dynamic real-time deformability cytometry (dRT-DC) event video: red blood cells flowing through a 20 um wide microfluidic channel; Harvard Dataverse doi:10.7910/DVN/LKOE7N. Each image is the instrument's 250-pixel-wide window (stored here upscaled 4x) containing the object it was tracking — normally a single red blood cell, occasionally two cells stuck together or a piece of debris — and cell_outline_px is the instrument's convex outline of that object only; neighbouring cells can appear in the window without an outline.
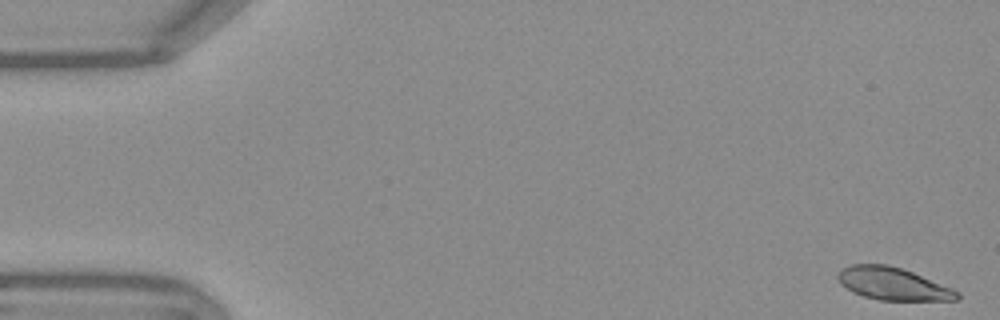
{"species": "Egyptian fruit bat (a non-hibernating species)", "species_latin": "Rousettus aegyptiacus", "temperature_condition": "warm", "stored_images_in_passage": 54, "camera_frame_rate_fps": 3000, "um_per_image_px": 0.085, "frame": {"image": 1, "passage_image": 1, "time_ms": 0.0, "image_size_px": [1000, 320], "cell_outline_px": [[960, 296], [956, 300], [880, 300], [864, 296], [852, 292], [840, 284], [836, 276], [840, 268], [852, 264], [888, 264], [912, 272], [952, 288], [960, 292]], "centroid_in_image_um": [75.85, 24.11], "position_along_channel_um": 9.1, "area_um2": 22.6}}
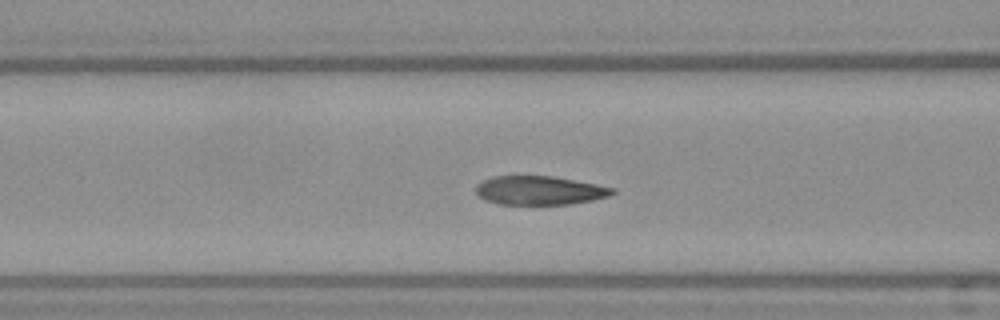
{"frame": {"image": 2, "passage_image": 21, "time_ms": 6.667, "image_size_px": [1000, 320], "cell_outline_px": [[616, 192], [608, 196], [592, 200], [572, 204], [496, 204], [484, 200], [476, 192], [476, 184], [492, 176], [552, 176], [596, 184], [616, 188]], "centroid_in_image_um": [45.86, 16.19], "position_along_channel_um": 120.7, "area_um2": 22.95}}
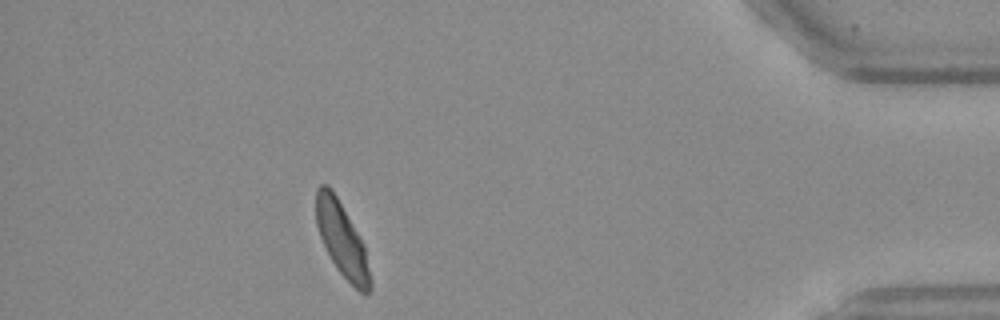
{"frame": {"image": 3, "passage_image": 48, "time_ms": 15.667, "image_size_px": [1000, 320], "cell_outline_px": [[372, 288], [368, 292], [360, 292], [336, 268], [320, 236], [316, 224], [316, 188], [320, 184], [328, 184], [332, 188], [364, 244], [372, 280]], "centroid_in_image_um": [29.07, 20.34], "position_along_channel_um": 406.1, "area_um2": 23.12}, "authors_computed_cell_mechanics": {"area_um2": 23.8714, "velocity_mm_per_s": 3.7384, "shape_relaxation_time_tau1_ms": 3.1577, "shape_relaxation_time_tau2_ms": 0.9039, "deformation_change_tau1": 0.1418, "deformation_change_tau2": 0.0545}}